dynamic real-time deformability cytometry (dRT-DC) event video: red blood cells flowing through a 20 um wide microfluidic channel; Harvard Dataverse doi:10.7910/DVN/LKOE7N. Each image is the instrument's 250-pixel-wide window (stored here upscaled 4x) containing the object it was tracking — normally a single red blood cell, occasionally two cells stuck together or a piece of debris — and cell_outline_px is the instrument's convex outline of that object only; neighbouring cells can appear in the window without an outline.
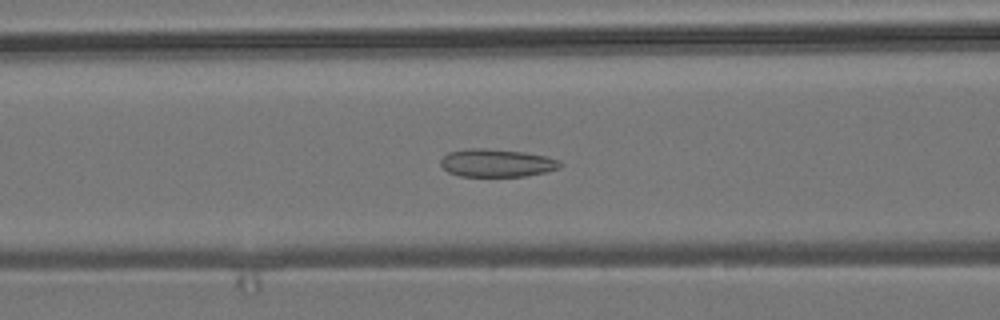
{"species": "common noctule bat (a hibernating species)", "species_latin": "Nyctalus noctula", "temperature_condition": "room temperature", "stored_images_in_passage": 49, "camera_frame_rate_fps": 3000, "um_per_image_px": 0.085, "animal": {"sex": "male", "body_mass_g": 19.2, "forearm_length_mm": 51.8}, "frame": {"image": 1, "passage_image": 16, "time_ms": 5.0, "image_size_px": [1000, 320], "cell_outline_px": [[564, 164], [560, 168], [548, 172], [524, 176], [460, 176], [448, 172], [440, 164], [440, 160], [448, 152], [468, 148], [484, 148], [524, 152], [548, 156], [560, 160]], "centroid_in_image_um": [42.27, 13.85], "position_along_channel_um": 124.3, "area_um2": 19.65}}
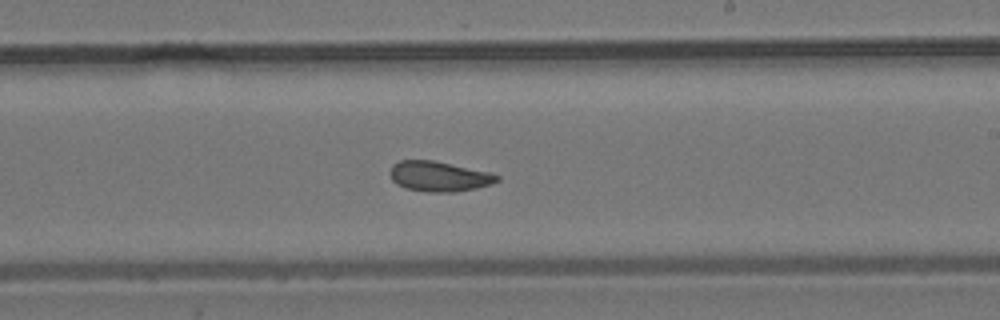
{"frame": {"image": 2, "passage_image": 26, "time_ms": 8.333, "image_size_px": [1000, 320], "cell_outline_px": [[500, 180], [492, 184], [476, 188], [456, 192], [428, 192], [404, 188], [396, 184], [392, 180], [388, 172], [392, 164], [400, 160], [432, 160], [492, 172], [500, 176]], "centroid_in_image_um": [37.31, 14.99], "position_along_channel_um": 251.7, "area_um2": 19.13}}
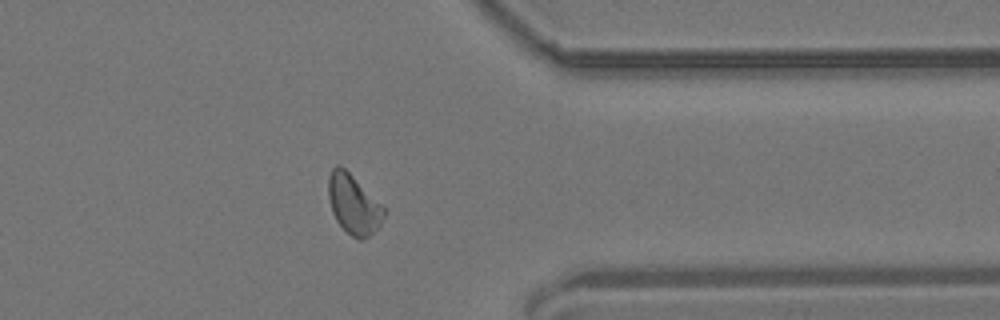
{"frame": {"image": 3, "passage_image": 37, "time_ms": 12.0, "image_size_px": [1000, 320], "cell_outline_px": [[388, 212], [380, 224], [364, 240], [360, 240], [352, 236], [336, 220], [332, 212], [328, 196], [328, 176], [332, 168], [336, 164], [340, 164], [388, 208]], "centroid_in_image_um": [30.09, 17.33], "position_along_channel_um": 381.3, "area_um2": 19.59}, "authors_computed_cell_mechanics": {"area_um2": 19.1896, "velocity_mm_per_s": 3.8311, "shape_relaxation_time_tau1_ms": null, "shape_relaxation_time_tau2_ms": 1.596, "deformation_change_tau1": null, "deformation_change_tau2": 0.0801}}